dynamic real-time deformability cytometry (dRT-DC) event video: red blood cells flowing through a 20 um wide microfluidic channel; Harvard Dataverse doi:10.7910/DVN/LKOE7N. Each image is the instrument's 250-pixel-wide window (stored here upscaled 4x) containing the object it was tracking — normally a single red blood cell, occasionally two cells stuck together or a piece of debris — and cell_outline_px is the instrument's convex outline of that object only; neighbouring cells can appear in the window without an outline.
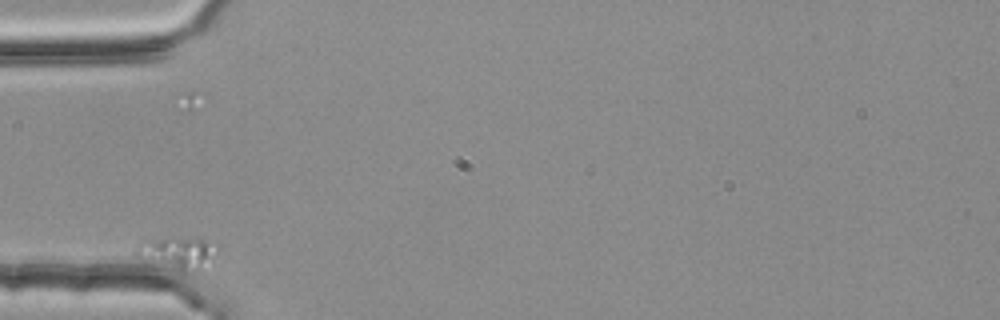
{"species": "common noctule bat (a hibernating species)", "species_latin": "Nyctalus noctula", "temperature_condition": "room temperature", "stored_images_in_passage": 2, "camera_frame_rate_fps": 3000, "um_per_image_px": 0.085, "animal": {"sex": "female", "body_mass_g": 25.1}, "frame": {"image": 1, "passage_image": 1, "time_ms": 0.0, "image_size_px": [1000, 320], "cell_outline_px": [[220, 244], [212, 260], [192, 276], [180, 276], [136, 256], [132, 252], [136, 248], [148, 240], [192, 236], [196, 236]], "centroid_in_image_um": [15.17, 21.58], "position_along_channel_um": 69.8, "area_um2": 16.65}}